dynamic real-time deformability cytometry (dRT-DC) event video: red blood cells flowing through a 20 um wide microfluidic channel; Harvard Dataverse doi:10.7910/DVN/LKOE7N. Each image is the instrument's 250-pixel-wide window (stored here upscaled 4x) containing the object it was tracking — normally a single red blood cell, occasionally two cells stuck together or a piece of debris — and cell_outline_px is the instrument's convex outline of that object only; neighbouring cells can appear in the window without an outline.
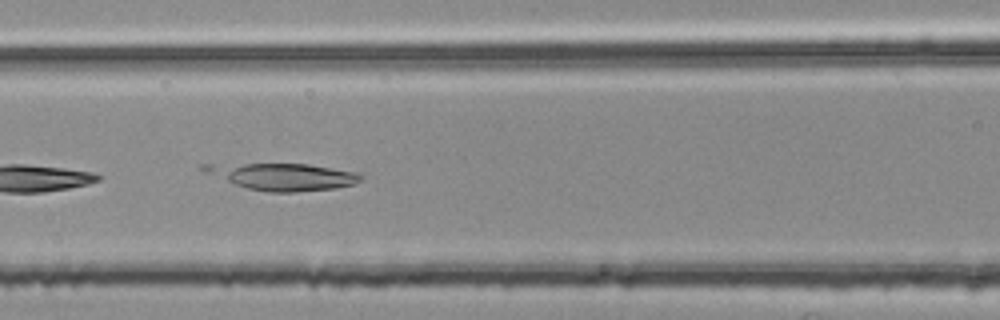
{"species": "common noctule bat (a hibernating species)", "species_latin": "Nyctalus noctula", "temperature_condition": "room temperature", "stored_images_in_passage": 5, "camera_frame_rate_fps": 3000, "um_per_image_px": 0.085, "animal": {"sex": "female", "body_mass_g": 25.1}, "frame": {"image": 1, "passage_image": 4, "time_ms": 1.0, "image_size_px": [1000, 320], "cell_outline_px": [[364, 176], [356, 184], [336, 188], [296, 192], [268, 192], [248, 188], [236, 184], [228, 180], [228, 172], [244, 164], [308, 164], [352, 172]], "centroid_in_image_um": [24.74, 15.09], "position_along_channel_um": 141.9, "area_um2": 21.39}}
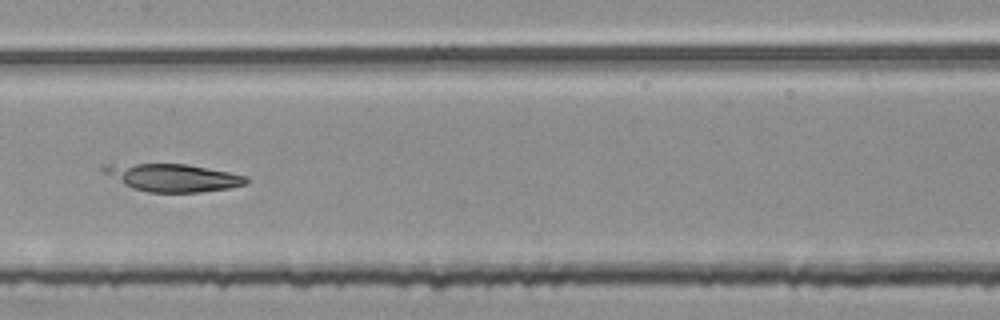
{"frame": {"image": 2, "passage_image": 5, "time_ms": 1.333, "image_size_px": [1000, 320], "cell_outline_px": [[248, 180], [244, 184], [228, 188], [200, 192], [148, 192], [132, 188], [100, 172], [100, 168], [104, 164], [188, 164], [248, 176]], "centroid_in_image_um": [14.64, 15.09], "position_along_channel_um": 192.8, "area_um2": 22.89}}